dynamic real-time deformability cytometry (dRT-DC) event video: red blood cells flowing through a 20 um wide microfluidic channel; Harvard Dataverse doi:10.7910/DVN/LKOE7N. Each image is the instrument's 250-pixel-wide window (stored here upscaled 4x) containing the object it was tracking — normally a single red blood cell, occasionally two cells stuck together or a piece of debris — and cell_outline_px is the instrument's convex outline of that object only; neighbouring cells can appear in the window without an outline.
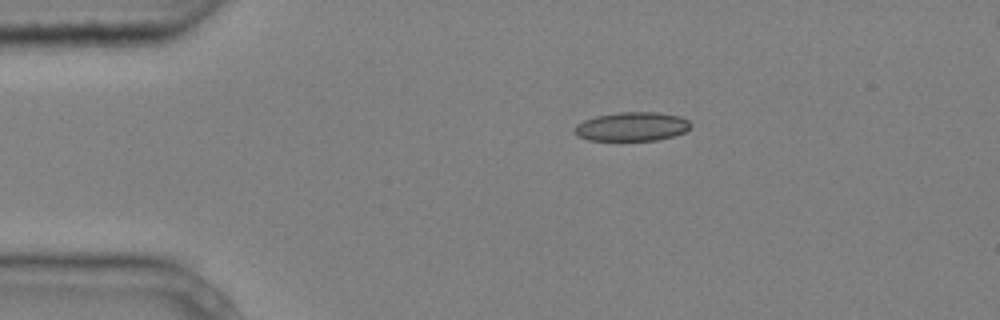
{"species": "common noctule bat (a hibernating species)", "species_latin": "Nyctalus noctula", "temperature_condition": "cold", "stored_images_in_passage": 6, "camera_frame_rate_fps": 3000, "um_per_image_px": 0.085, "animal": {"sex": "male", "body_mass_g": 20.4}, "frame": {"image": 1, "passage_image": 1, "time_ms": 0.0, "image_size_px": [1000, 320], "cell_outline_px": [[692, 128], [684, 132], [672, 136], [656, 140], [588, 140], [576, 136], [572, 132], [572, 128], [576, 124], [584, 120], [596, 116], [620, 112], [656, 112], [680, 116], [688, 120], [692, 124]], "centroid_in_image_um": [53.68, 10.76], "position_along_channel_um": 31.3, "area_um2": 19.77}}
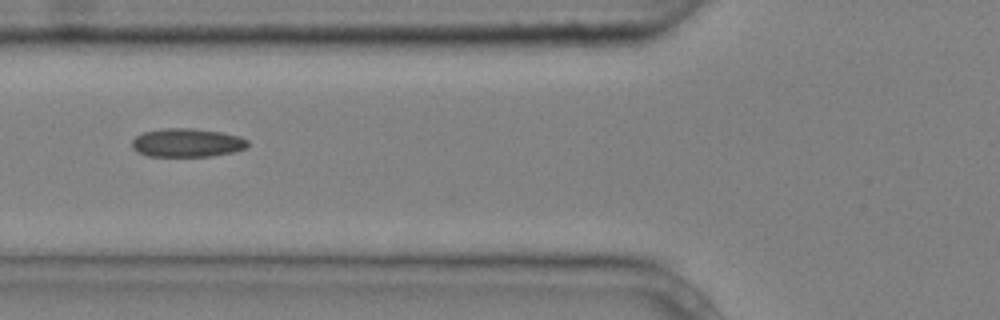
{"frame": {"image": 2, "passage_image": 4, "time_ms": 1.0, "image_size_px": [1000, 320], "cell_outline_px": [[248, 144], [244, 148], [232, 152], [212, 156], [148, 156], [132, 148], [132, 140], [136, 136], [144, 132], [160, 128], [192, 128], [220, 132], [240, 136], [248, 140]], "centroid_in_image_um": [15.89, 12.12], "position_along_channel_um": 109.9, "area_um2": 19.19}}